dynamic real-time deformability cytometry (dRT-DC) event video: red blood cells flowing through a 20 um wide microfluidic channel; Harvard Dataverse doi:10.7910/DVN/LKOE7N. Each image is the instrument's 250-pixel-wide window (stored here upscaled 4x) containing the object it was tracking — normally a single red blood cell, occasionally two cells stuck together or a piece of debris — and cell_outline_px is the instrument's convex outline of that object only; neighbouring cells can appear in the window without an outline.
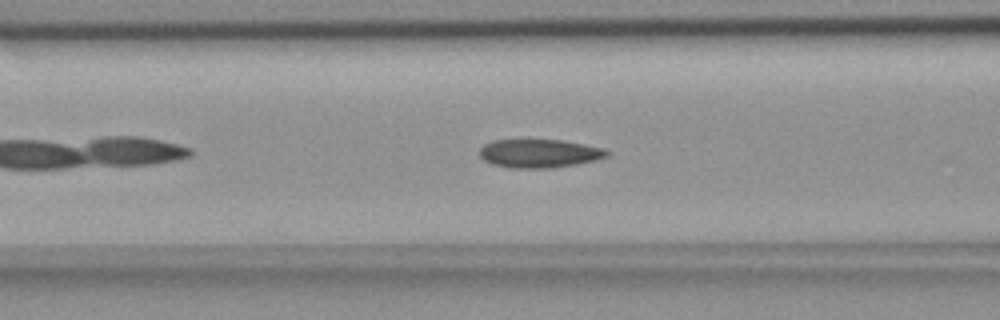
{"species": "common noctule bat (a hibernating species)", "species_latin": "Nyctalus noctula", "temperature_condition": "room temperature", "stored_images_in_passage": 39, "camera_frame_rate_fps": 3000, "um_per_image_px": 0.085, "animal": {"sex": "female", "body_mass_g": 18.4}, "frame": {"image": 1, "passage_image": 5, "time_ms": 1.333, "image_size_px": [1000, 320], "cell_outline_px": [[608, 156], [596, 160], [576, 164], [552, 168], [508, 168], [492, 164], [484, 160], [480, 156], [480, 148], [484, 144], [496, 140], [560, 140], [584, 144], [600, 148], [608, 152]], "centroid_in_image_um": [45.81, 13.05], "position_along_channel_um": 120.8, "area_um2": 20.98}}
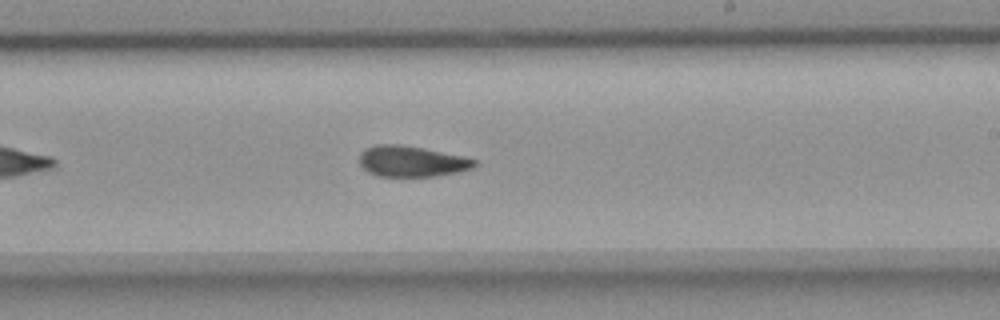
{"frame": {"image": 2, "passage_image": 16, "time_ms": 5.0, "image_size_px": [1000, 320], "cell_outline_px": [[476, 164], [472, 168], [456, 172], [432, 176], [376, 176], [368, 172], [360, 164], [360, 152], [364, 148], [372, 144], [404, 144], [464, 156], [476, 160]], "centroid_in_image_um": [34.94, 13.69], "position_along_channel_um": 254.1, "area_um2": 20.81}}
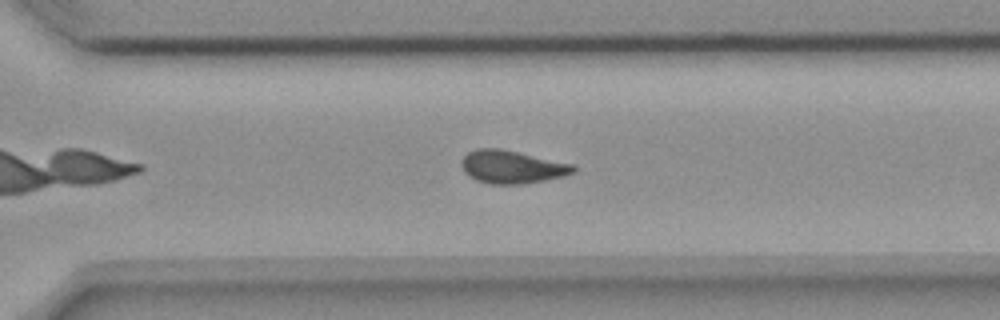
{"frame": {"image": 3, "passage_image": 22, "time_ms": 7.0, "image_size_px": [1000, 320], "cell_outline_px": [[576, 172], [564, 176], [524, 184], [492, 184], [476, 180], [468, 176], [464, 172], [460, 164], [460, 160], [468, 152], [476, 148], [500, 148], [520, 152], [576, 164]], "centroid_in_image_um": [43.53, 14.18], "position_along_channel_um": 327.1, "area_um2": 21.91}}